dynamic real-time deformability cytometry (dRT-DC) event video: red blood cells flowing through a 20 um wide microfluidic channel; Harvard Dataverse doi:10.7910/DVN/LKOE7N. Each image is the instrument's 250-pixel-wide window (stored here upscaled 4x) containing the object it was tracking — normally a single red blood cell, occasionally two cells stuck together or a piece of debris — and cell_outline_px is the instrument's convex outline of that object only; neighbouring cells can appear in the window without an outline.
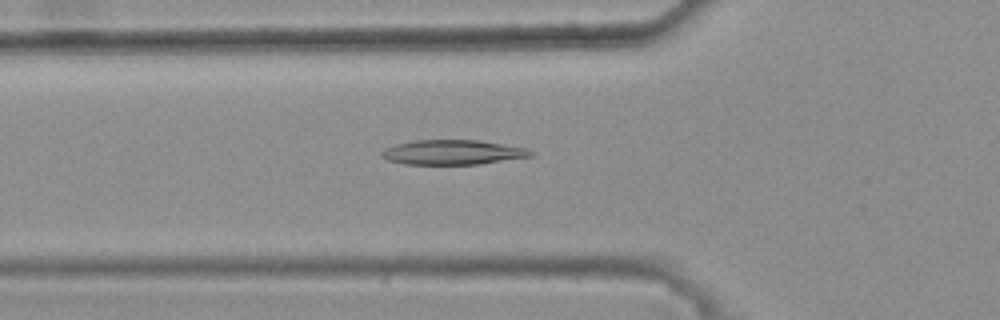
{"species": "common noctule bat (a hibernating species)", "species_latin": "Nyctalus noctula", "temperature_condition": "warm", "stored_images_in_passage": 30, "camera_frame_rate_fps": 3000, "um_per_image_px": 0.085, "animal": {"sex": "female", "body_mass_g": 25.1}, "frame": {"image": 1, "passage_image": 2, "time_ms": 0.333, "image_size_px": [1000, 320], "cell_outline_px": [[536, 152], [532, 156], [480, 164], [404, 164], [388, 160], [380, 156], [380, 152], [384, 148], [396, 144], [416, 140], [480, 140], [528, 148]], "centroid_in_image_um": [38.5, 12.94], "position_along_channel_um": 87.3, "area_um2": 21.62}}
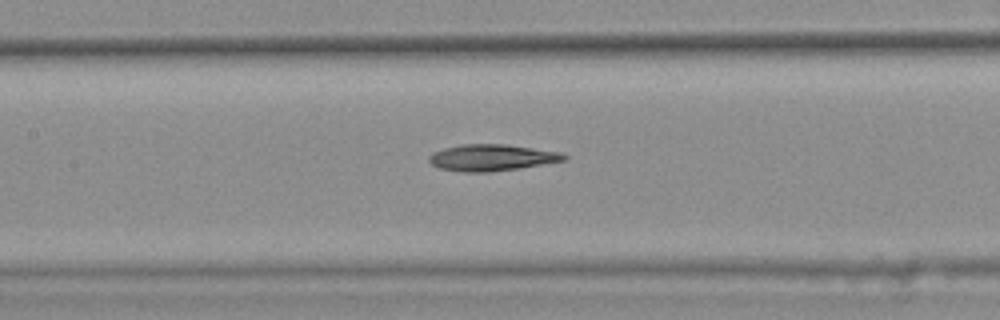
{"frame": {"image": 2, "passage_image": 8, "time_ms": 2.333, "image_size_px": [1000, 320], "cell_outline_px": [[568, 160], [520, 168], [488, 172], [464, 172], [440, 168], [432, 164], [428, 160], [428, 156], [432, 152], [444, 148], [460, 144], [504, 144], [560, 152], [568, 156]], "centroid_in_image_um": [41.8, 13.39], "position_along_channel_um": 165.6, "area_um2": 20.87}}
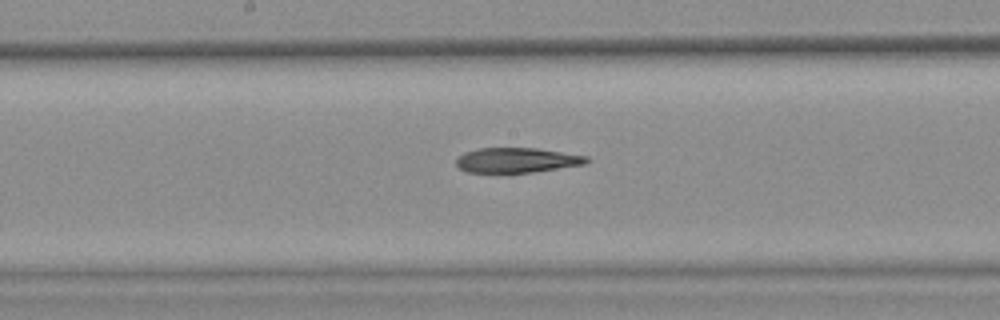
{"frame": {"image": 3, "passage_image": 11, "time_ms": 3.333, "image_size_px": [1000, 320], "cell_outline_px": [[592, 160], [584, 164], [532, 172], [468, 172], [460, 168], [456, 164], [456, 156], [464, 152], [480, 148], [536, 148], [588, 156]], "centroid_in_image_um": [43.92, 13.6], "position_along_channel_um": 204.3, "area_um2": 18.84}}